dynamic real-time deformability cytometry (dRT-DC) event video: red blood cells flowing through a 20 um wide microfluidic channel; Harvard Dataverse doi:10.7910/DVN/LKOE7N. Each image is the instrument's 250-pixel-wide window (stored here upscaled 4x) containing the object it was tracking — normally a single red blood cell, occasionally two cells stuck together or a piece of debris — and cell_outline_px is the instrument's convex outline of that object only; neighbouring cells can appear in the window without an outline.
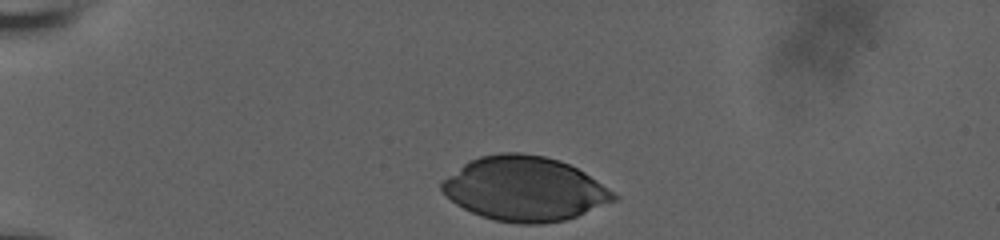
{"species": "human", "species_latin": "Homo sapiens", "temperature_condition": "room temperature", "stored_images_in_passage": 34, "camera_frame_rate_fps": 3000, "um_per_image_px": 0.085, "donor": {"sex": "male"}, "frame": {"image": 1, "passage_image": 1, "time_ms": 0.0, "image_size_px": [1000, 240], "cell_outline_px": [[620, 200], [576, 216], [564, 220], [540, 224], [516, 224], [492, 220], [480, 216], [456, 204], [440, 188], [440, 180], [464, 164], [480, 156], [500, 152], [520, 152], [544, 156], [560, 160], [584, 172], [620, 196]], "centroid_in_image_um": [44.61, 16.05], "position_along_channel_um": 40.4, "area_um2": 64.68}}